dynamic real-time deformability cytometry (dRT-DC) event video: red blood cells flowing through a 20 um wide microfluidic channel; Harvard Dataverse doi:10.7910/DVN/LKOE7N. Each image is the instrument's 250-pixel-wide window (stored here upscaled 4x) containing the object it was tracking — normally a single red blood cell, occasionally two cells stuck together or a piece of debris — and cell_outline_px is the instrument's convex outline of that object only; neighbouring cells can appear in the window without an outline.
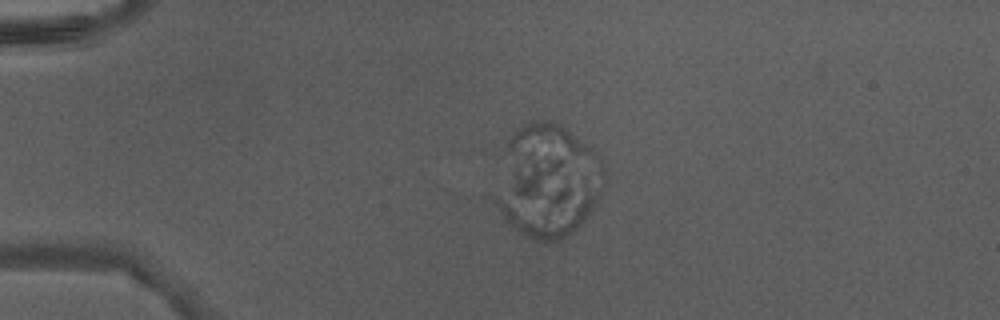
{"species": "Egyptian fruit bat (a non-hibernating species)", "species_latin": "Rousettus aegyptiacus", "temperature_condition": "warm", "stored_images_in_passage": 45, "camera_frame_rate_fps": 3000, "um_per_image_px": 0.085, "animal": {"sex": "male"}, "frame": {"image": 1, "passage_image": 8, "time_ms": 2.333, "image_size_px": [1000, 320], "cell_outline_px": [[600, 196], [596, 204], [584, 220], [568, 236], [556, 240], [532, 240], [520, 232], [504, 216], [488, 196], [528, 156], [560, 156], [600, 192]], "centroid_in_image_um": [46.35, 16.83], "position_along_channel_um": 38.7, "area_um2": 45.72}}
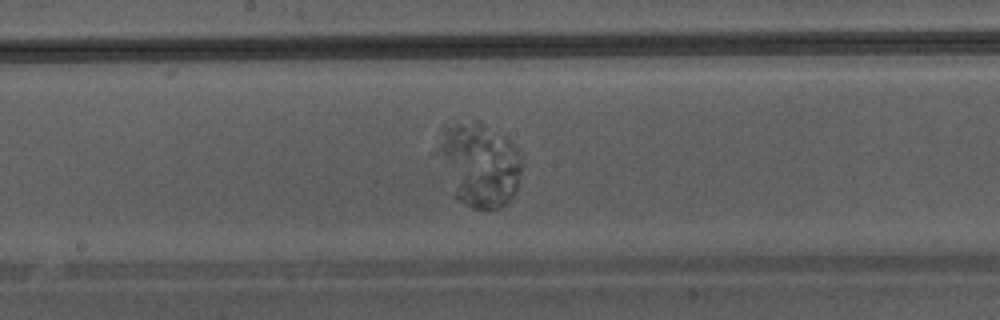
{"frame": {"image": 2, "passage_image": 23, "time_ms": 7.333, "image_size_px": [1000, 320], "cell_outline_px": [[520, 172], [516, 188], [508, 204], [500, 208], [472, 208], [456, 200], [452, 196], [432, 152], [440, 124], [444, 120], [480, 120], [504, 136], [516, 148], [520, 164]], "centroid_in_image_um": [40.53, 13.89], "position_along_channel_um": 207.7, "area_um2": 43.23}}
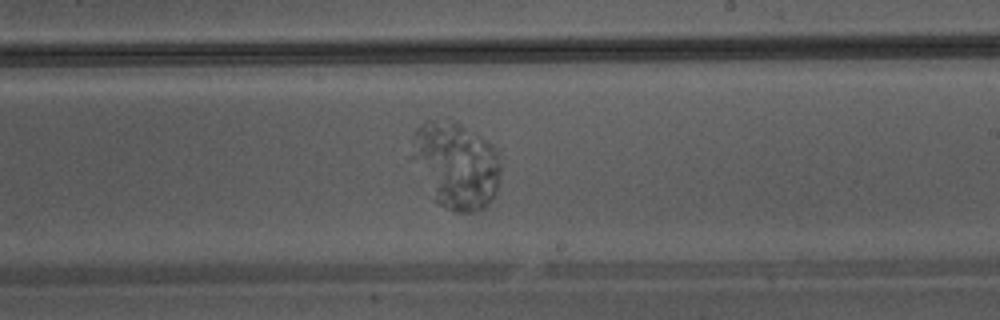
{"frame": {"image": 3, "passage_image": 26, "time_ms": 8.333, "image_size_px": [1000, 320], "cell_outline_px": [[500, 172], [496, 192], [488, 204], [484, 208], [476, 212], [456, 212], [444, 208], [432, 200], [408, 156], [412, 136], [416, 128], [424, 120], [452, 120], [460, 124], [484, 140], [496, 152], [500, 168]], "centroid_in_image_um": [38.64, 14.06], "position_along_channel_um": 250.4, "area_um2": 45.49}}